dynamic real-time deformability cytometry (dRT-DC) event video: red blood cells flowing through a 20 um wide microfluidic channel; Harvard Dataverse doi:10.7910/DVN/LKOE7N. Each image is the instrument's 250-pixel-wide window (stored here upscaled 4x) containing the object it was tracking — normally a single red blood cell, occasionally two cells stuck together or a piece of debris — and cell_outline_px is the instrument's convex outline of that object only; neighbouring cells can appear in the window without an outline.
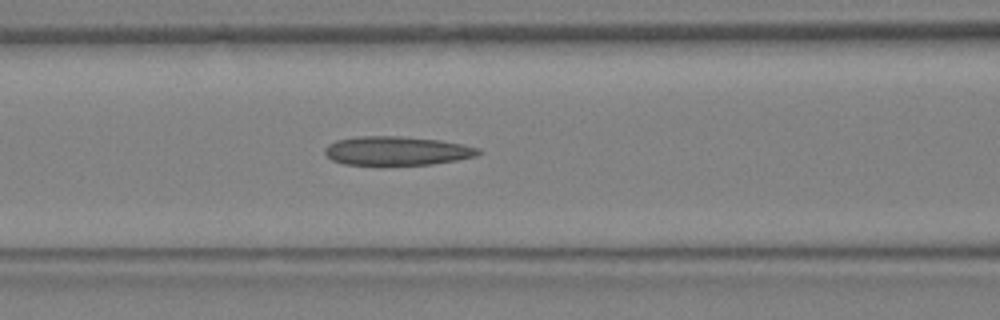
{"species": "Egyptian fruit bat (a non-hibernating species)", "species_latin": "Rousettus aegyptiacus", "temperature_condition": "warm", "stored_images_in_passage": 14, "camera_frame_rate_fps": 3000, "um_per_image_px": 0.085, "animal": {"sex": "female"}, "frame": {"image": 1, "passage_image": 12, "time_ms": 3.667, "image_size_px": [1000, 320], "cell_outline_px": [[484, 152], [476, 156], [456, 160], [432, 164], [380, 168], [344, 164], [332, 160], [324, 152], [324, 148], [328, 144], [336, 140], [356, 136], [400, 136], [440, 140], [464, 144], [480, 148]], "centroid_in_image_um": [33.71, 12.86], "position_along_channel_um": 132.9, "area_um2": 27.11}}
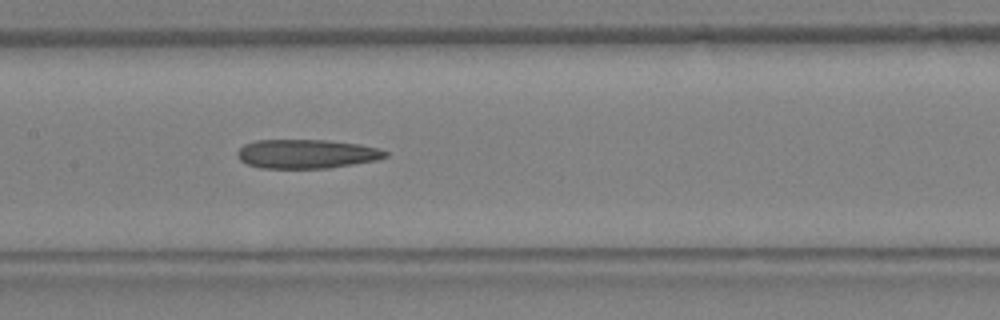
{"frame": {"image": 2, "passage_image": 14, "time_ms": 4.333, "image_size_px": [1000, 320], "cell_outline_px": [[388, 156], [376, 160], [328, 168], [260, 168], [248, 164], [240, 160], [236, 156], [236, 152], [244, 144], [256, 140], [324, 140], [360, 144], [380, 148], [388, 152]], "centroid_in_image_um": [26.05, 13.08], "position_along_channel_um": 181.4, "area_um2": 25.09}}